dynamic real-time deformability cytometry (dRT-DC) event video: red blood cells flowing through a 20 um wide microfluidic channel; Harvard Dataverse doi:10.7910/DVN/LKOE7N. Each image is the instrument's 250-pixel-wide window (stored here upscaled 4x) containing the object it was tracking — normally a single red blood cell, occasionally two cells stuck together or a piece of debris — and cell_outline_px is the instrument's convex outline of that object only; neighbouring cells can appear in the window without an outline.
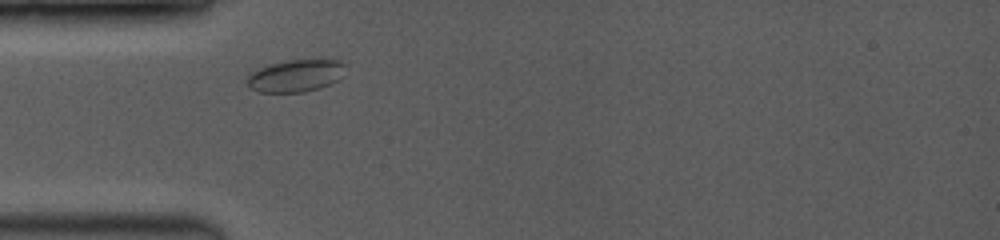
{"species": "common noctule bat (a hibernating species)", "species_latin": "Nyctalus noctula", "temperature_condition": "room temperature", "stored_images_in_passage": 4, "camera_frame_rate_fps": 3500, "um_per_image_px": 0.085, "animal": {"sex": "female", "body_mass_g": 19.0, "forearm_length_mm": 53.3}, "frame": {"image": 1, "passage_image": 1, "time_ms": 0.0, "image_size_px": [1000, 240], "cell_outline_px": [[344, 64], [336, 80], [328, 84], [304, 92], [260, 92], [252, 88], [248, 84], [248, 76], [252, 72], [268, 64], [288, 60], [332, 56], [340, 60]], "centroid_in_image_um": [25.15, 6.37], "position_along_channel_um": 59.8, "area_um2": 18.55}}
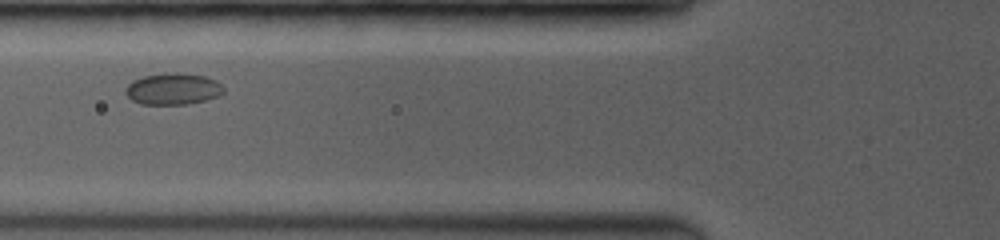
{"frame": {"image": 2, "passage_image": 3, "time_ms": 1.429, "image_size_px": [1000, 240], "cell_outline_px": [[224, 92], [220, 96], [188, 104], [140, 104], [132, 100], [124, 92], [124, 88], [132, 80], [144, 76], [168, 72], [176, 72], [204, 76], [216, 80], [224, 88]], "centroid_in_image_um": [14.69, 7.55], "position_along_channel_um": 111.1, "area_um2": 18.15}}